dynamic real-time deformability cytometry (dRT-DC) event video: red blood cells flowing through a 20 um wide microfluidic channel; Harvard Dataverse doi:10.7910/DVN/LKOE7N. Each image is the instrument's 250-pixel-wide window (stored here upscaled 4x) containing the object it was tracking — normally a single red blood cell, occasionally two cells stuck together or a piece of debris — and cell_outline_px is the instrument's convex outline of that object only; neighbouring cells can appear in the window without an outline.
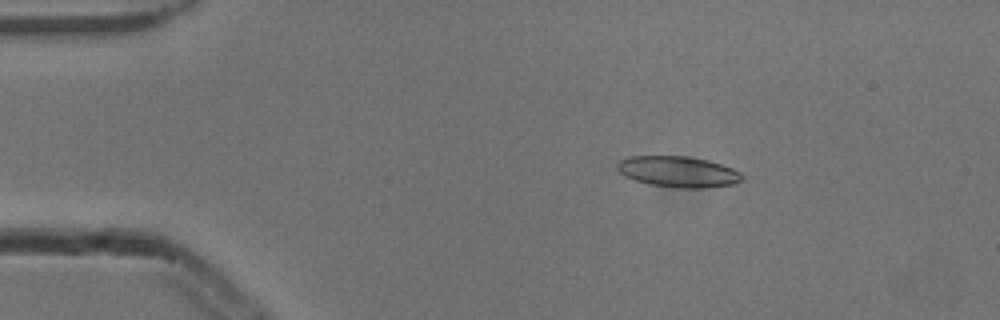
{"species": "common noctule bat (a hibernating species)", "species_latin": "Nyctalus noctula", "temperature_condition": "cold", "stored_images_in_passage": 4, "camera_frame_rate_fps": 3000, "um_per_image_px": 0.085, "animal": {"sex": "male", "body_mass_g": 13.3}, "frame": {"image": 1, "passage_image": 3, "time_ms": 0.667, "image_size_px": [1000, 320], "cell_outline_px": [[744, 176], [736, 184], [708, 188], [680, 188], [648, 184], [624, 176], [616, 168], [616, 164], [620, 160], [628, 156], [684, 156], [708, 160], [732, 168], [740, 172]], "centroid_in_image_um": [57.64, 14.6], "position_along_channel_um": 27.4, "area_um2": 22.6}}